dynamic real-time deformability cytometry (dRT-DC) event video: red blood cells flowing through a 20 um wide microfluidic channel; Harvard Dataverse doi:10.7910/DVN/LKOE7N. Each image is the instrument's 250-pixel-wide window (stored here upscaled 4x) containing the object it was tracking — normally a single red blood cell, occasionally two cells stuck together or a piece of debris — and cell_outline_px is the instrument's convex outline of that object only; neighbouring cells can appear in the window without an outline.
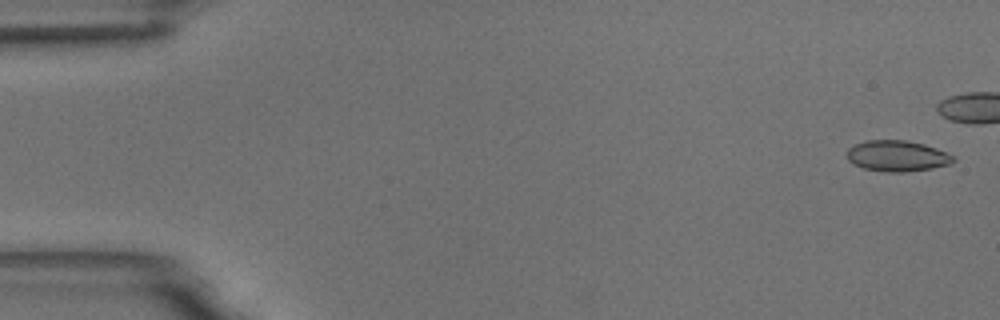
{"species": "common noctule bat (a hibernating species)", "species_latin": "Nyctalus noctula", "temperature_condition": "room temperature", "stored_images_in_passage": 9, "camera_frame_rate_fps": 3000, "um_per_image_px": 0.085, "animal": {"sex": "male", "body_mass_g": 18.8}, "frame": {"image": 1, "passage_image": 1, "time_ms": 0.0, "image_size_px": [1000, 320], "cell_outline_px": [[956, 160], [952, 164], [932, 168], [904, 172], [888, 172], [864, 168], [848, 160], [848, 148], [856, 144], [868, 140], [904, 140], [924, 144], [948, 152]], "centroid_in_image_um": [76.31, 13.25], "position_along_channel_um": 8.7, "area_um2": 19.02}}